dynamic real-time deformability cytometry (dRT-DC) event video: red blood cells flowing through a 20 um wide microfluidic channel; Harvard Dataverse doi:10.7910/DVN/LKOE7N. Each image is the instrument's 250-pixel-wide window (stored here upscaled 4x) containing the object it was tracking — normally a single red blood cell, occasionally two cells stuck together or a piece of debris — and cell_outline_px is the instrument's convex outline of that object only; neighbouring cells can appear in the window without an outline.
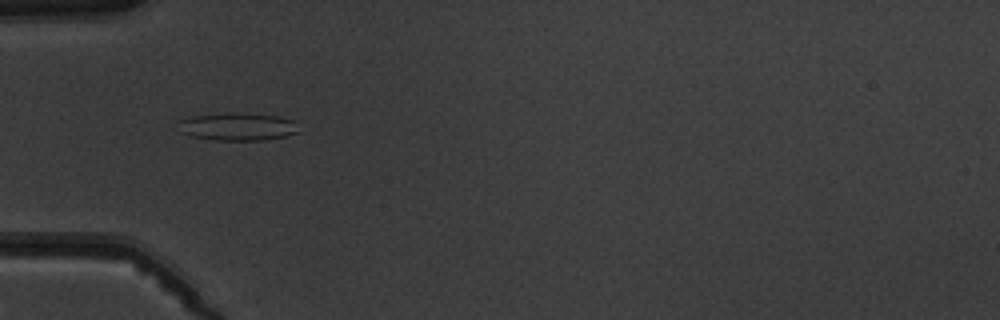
{"species": "common noctule bat (a hibernating species)", "species_latin": "Nyctalus noctula", "temperature_condition": "warm", "stored_images_in_passage": 8, "camera_frame_rate_fps": 3000, "um_per_image_px": 0.085, "animal": {"sex": "male", "body_mass_g": 19.5, "forearm_length_mm": 54.6}, "frame": {"image": 1, "passage_image": 3, "time_ms": 2.333, "image_size_px": [1000, 320], "cell_outline_px": [[300, 132], [284, 136], [264, 140], [216, 140], [192, 136], [180, 132], [180, 120], [192, 116], [232, 112], [280, 116], [296, 120]], "centroid_in_image_um": [20.27, 10.76], "position_along_channel_um": 64.7, "area_um2": 19.54}}
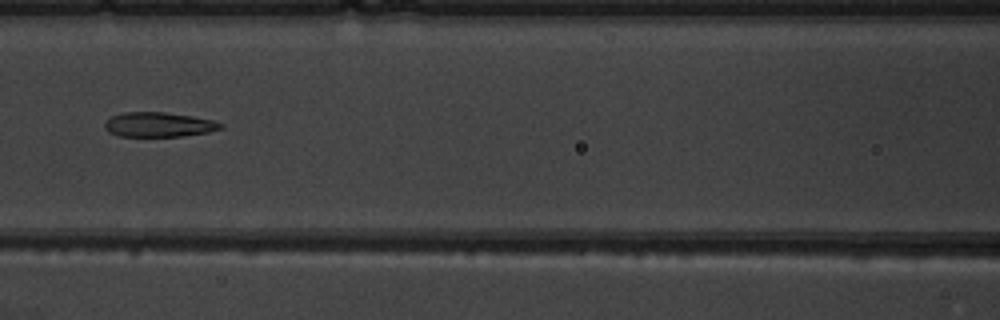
{"frame": {"image": 2, "passage_image": 5, "time_ms": 4.667, "image_size_px": [1000, 320], "cell_outline_px": [[224, 128], [208, 132], [180, 136], [116, 136], [108, 132], [104, 128], [104, 124], [112, 116], [124, 112], [164, 112], [192, 116], [212, 120], [224, 124]], "centroid_in_image_um": [13.49, 10.59], "position_along_channel_um": 153.1, "area_um2": 16.65}}
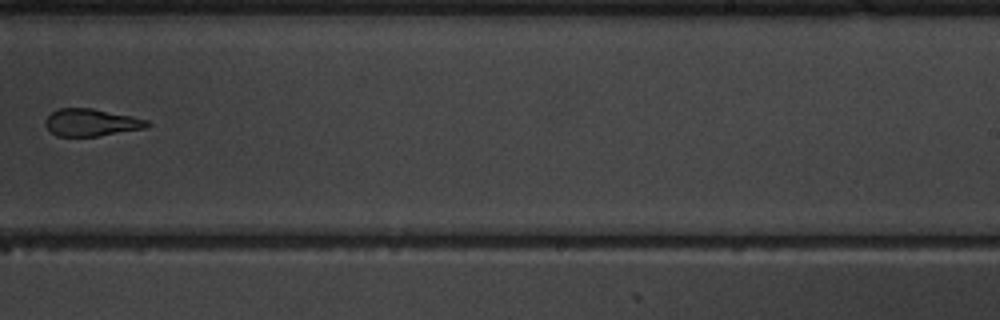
{"frame": {"image": 3, "passage_image": 8, "time_ms": 8.0, "image_size_px": [1000, 320], "cell_outline_px": [[152, 124], [144, 128], [96, 136], [56, 136], [44, 124], [44, 120], [52, 112], [60, 108], [92, 108], [132, 116], [148, 120]], "centroid_in_image_um": [7.75, 10.4], "position_along_channel_um": 281.3, "area_um2": 16.07}}